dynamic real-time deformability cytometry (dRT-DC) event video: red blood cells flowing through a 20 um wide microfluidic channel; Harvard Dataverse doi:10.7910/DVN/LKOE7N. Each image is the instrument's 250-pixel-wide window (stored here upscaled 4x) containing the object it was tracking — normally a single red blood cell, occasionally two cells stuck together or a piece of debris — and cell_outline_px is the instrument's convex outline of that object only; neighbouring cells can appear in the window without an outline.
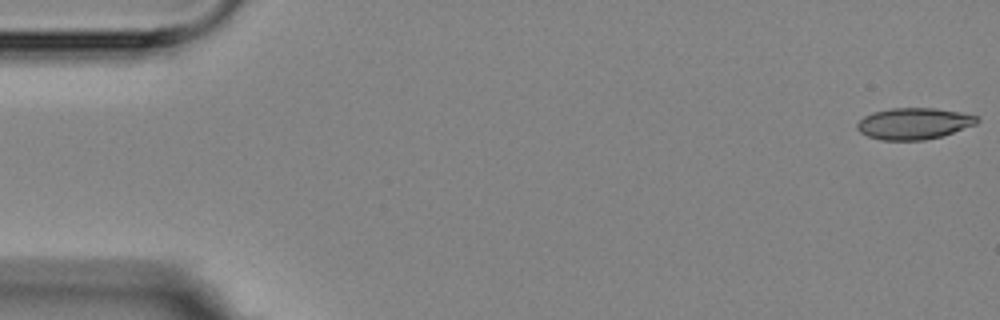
{"species": "Egyptian fruit bat (a non-hibernating species)", "species_latin": "Rousettus aegyptiacus", "temperature_condition": "room temperature", "stored_images_in_passage": 8, "camera_frame_rate_fps": 3000, "um_per_image_px": 0.085, "animal": {"sex": "female"}, "frame": {"image": 1, "passage_image": 1, "time_ms": 0.0, "image_size_px": [1000, 320], "cell_outline_px": [[980, 120], [976, 124], [940, 136], [924, 140], [880, 140], [868, 136], [860, 132], [856, 128], [856, 124], [864, 116], [872, 112], [892, 108], [936, 108], [960, 112], [980, 116]], "centroid_in_image_um": [77.67, 10.49], "position_along_channel_um": 7.3, "area_um2": 21.96}}
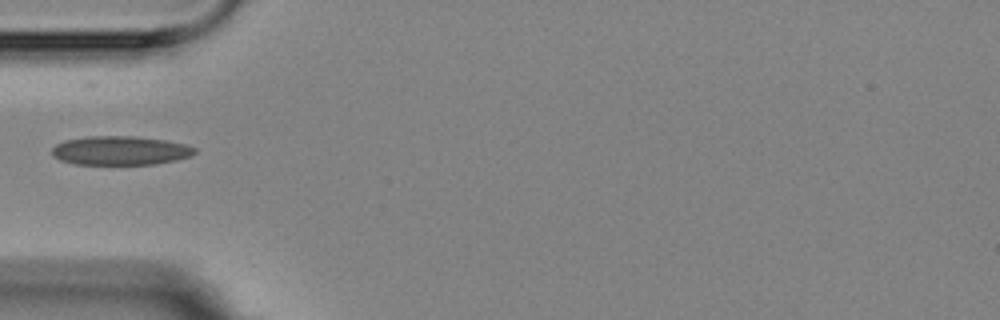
{"frame": {"image": 2, "passage_image": 5, "time_ms": 5.667, "image_size_px": [1000, 320], "cell_outline_px": [[196, 152], [192, 156], [176, 160], [156, 164], [72, 164], [60, 160], [52, 156], [52, 148], [56, 144], [64, 140], [88, 136], [136, 136], [164, 140], [184, 144], [196, 148]], "centroid_in_image_um": [10.21, 12.8], "position_along_channel_um": 74.8, "area_um2": 24.22}}
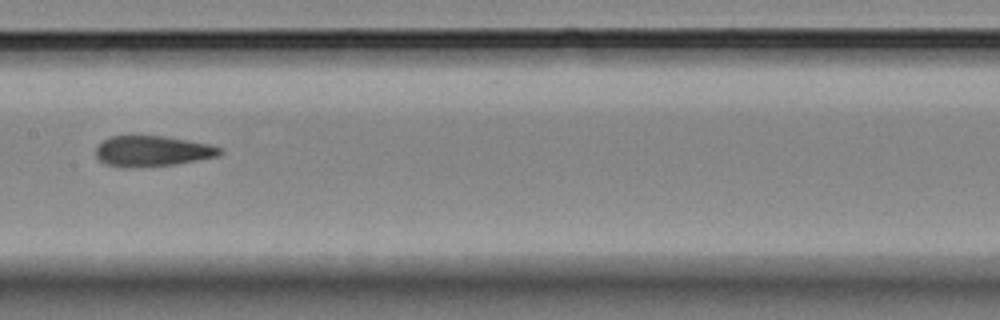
{"frame": {"image": 3, "passage_image": 8, "time_ms": 9.0, "image_size_px": [1000, 320], "cell_outline_px": [[224, 152], [220, 156], [176, 164], [136, 168], [128, 168], [104, 164], [96, 156], [96, 148], [108, 136], [164, 136], [212, 144], [224, 148]], "centroid_in_image_um": [13.01, 12.85], "position_along_channel_um": 194.4, "area_um2": 22.48}}